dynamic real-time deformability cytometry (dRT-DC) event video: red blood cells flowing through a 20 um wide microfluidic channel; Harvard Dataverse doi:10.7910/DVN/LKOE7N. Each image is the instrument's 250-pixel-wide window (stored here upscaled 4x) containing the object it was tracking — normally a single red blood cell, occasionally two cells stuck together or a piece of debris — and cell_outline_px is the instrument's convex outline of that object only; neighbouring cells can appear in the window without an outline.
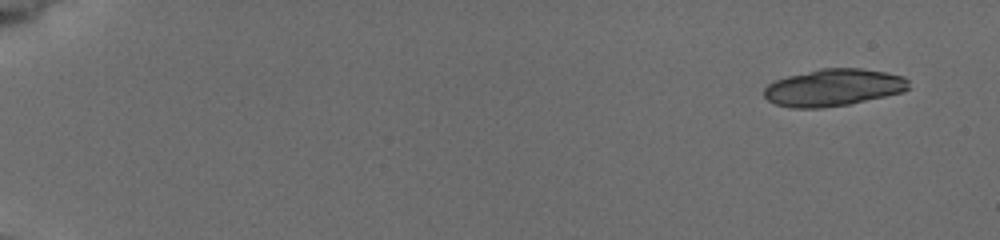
{"species": "common noctule bat (a hibernating species)", "species_latin": "Nyctalus noctula", "temperature_condition": "cold", "stored_images_in_passage": 5, "camera_frame_rate_fps": 3000, "um_per_image_px": 0.085, "animal": {"sex": "female", "body_mass_g": 19.5, "forearm_length_mm": 54.1}, "frame": {"image": 1, "passage_image": 1, "time_ms": 0.0, "image_size_px": [1000, 240], "cell_outline_px": [[908, 88], [900, 92], [884, 96], [848, 104], [820, 108], [792, 108], [776, 104], [768, 100], [764, 96], [764, 88], [768, 84], [776, 80], [788, 76], [820, 68], [860, 68], [884, 72], [904, 76], [908, 80]], "centroid_in_image_um": [70.81, 7.43], "position_along_channel_um": 14.2, "area_um2": 30.98}}